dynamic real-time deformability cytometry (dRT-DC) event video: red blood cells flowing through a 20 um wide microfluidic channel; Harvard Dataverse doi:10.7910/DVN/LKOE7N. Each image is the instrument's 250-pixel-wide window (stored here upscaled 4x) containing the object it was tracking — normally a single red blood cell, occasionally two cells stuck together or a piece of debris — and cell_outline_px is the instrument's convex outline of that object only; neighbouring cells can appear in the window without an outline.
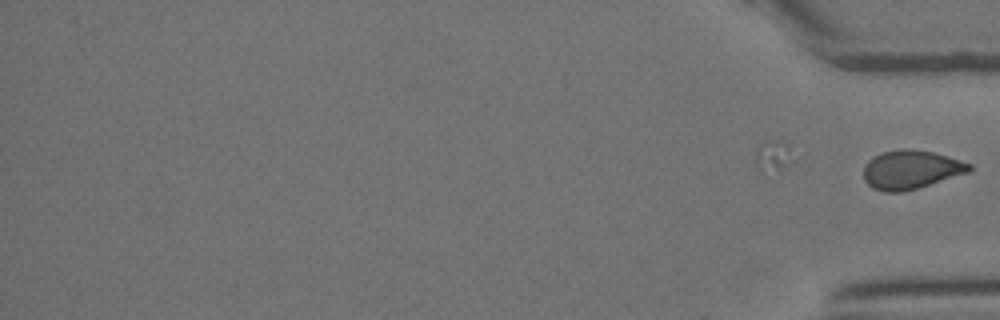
{"species": "Egyptian fruit bat (a non-hibernating species)", "species_latin": "Rousettus aegyptiacus", "temperature_condition": "room temperature", "stored_images_in_passage": 23, "segment_of_instrument_passage": [2, 2], "camera_frame_rate_fps": 3000, "um_per_image_px": 0.085, "animal": {"sex": "female"}, "frame": {"image": 1, "passage_image": 23, "time_ms": 7.333, "image_size_px": [1000, 320], "cell_outline_px": [[972, 168], [968, 172], [916, 188], [900, 192], [884, 192], [872, 188], [864, 180], [864, 164], [872, 156], [884, 152], [900, 148], [908, 148], [932, 152], [972, 164]], "centroid_in_image_um": [77.37, 14.41], "position_along_channel_um": 357.8, "area_um2": 23.64}}